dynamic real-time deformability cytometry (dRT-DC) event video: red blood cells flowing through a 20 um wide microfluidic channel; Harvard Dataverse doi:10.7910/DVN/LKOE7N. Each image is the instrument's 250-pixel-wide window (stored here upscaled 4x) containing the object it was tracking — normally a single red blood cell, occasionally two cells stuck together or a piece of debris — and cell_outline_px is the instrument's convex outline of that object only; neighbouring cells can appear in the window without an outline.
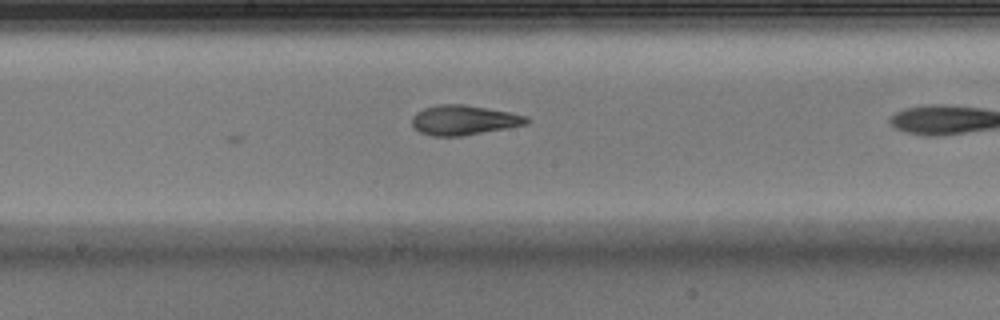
{"species": "Egyptian fruit bat (a non-hibernating species)", "species_latin": "Rousettus aegyptiacus", "temperature_condition": "warm", "stored_images_in_passage": 11, "camera_frame_rate_fps": 3000, "um_per_image_px": 0.085, "animal": {"sex": "male"}, "frame": {"image": 1, "passage_image": 11, "time_ms": 3.333, "image_size_px": [1000, 320], "cell_outline_px": [[532, 120], [528, 124], [460, 136], [432, 136], [420, 132], [412, 124], [412, 116], [416, 112], [424, 108], [440, 104], [464, 104], [508, 112], [528, 116]], "centroid_in_image_um": [39.43, 10.2], "position_along_channel_um": 208.8, "area_um2": 19.77}}